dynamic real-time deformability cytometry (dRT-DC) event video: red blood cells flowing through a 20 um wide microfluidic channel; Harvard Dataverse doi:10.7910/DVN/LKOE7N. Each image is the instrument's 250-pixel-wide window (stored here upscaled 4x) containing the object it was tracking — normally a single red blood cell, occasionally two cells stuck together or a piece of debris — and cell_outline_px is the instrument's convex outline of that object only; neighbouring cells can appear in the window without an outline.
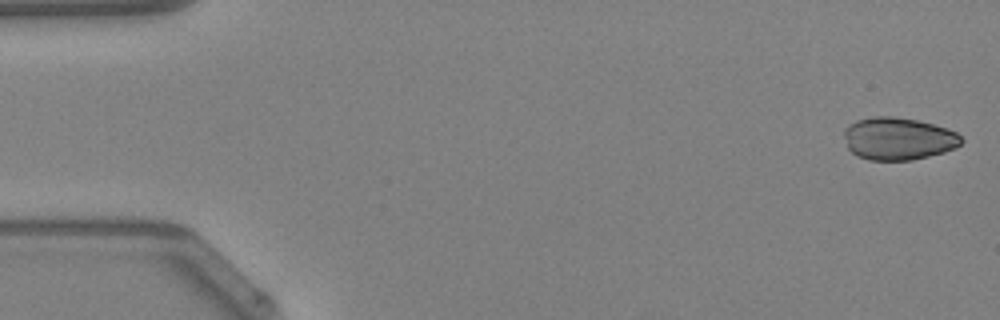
{"species": "Egyptian fruit bat (a non-hibernating species)", "species_latin": "Rousettus aegyptiacus", "temperature_condition": "warm", "stored_images_in_passage": 47, "camera_frame_rate_fps": 3000, "um_per_image_px": 0.085, "animal": {"sex": "female"}, "frame": {"image": 1, "passage_image": 1, "time_ms": 0.0, "image_size_px": [1000, 320], "cell_outline_px": [[964, 140], [956, 148], [944, 152], [912, 160], [868, 160], [856, 156], [848, 148], [844, 136], [844, 128], [848, 124], [856, 120], [872, 116], [892, 116], [916, 120], [948, 128], [956, 132]], "centroid_in_image_um": [76.33, 11.78], "position_along_channel_um": 8.7, "area_um2": 29.25}}
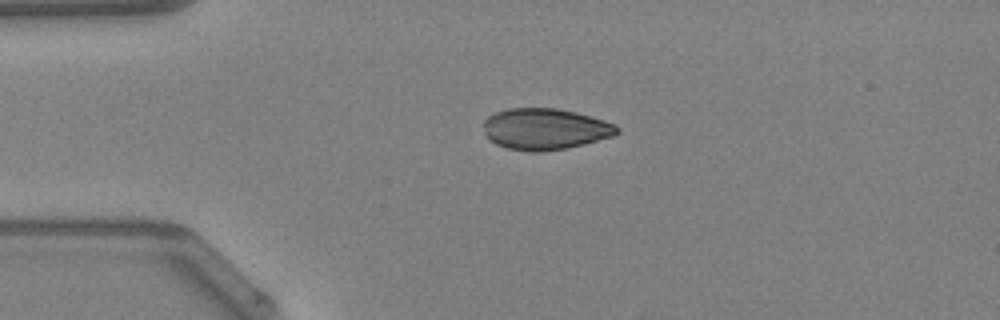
{"frame": {"image": 2, "passage_image": 11, "time_ms": 3.333, "image_size_px": [1000, 320], "cell_outline_px": [[620, 132], [612, 136], [564, 148], [540, 152], [536, 152], [508, 148], [496, 144], [488, 140], [484, 136], [484, 120], [488, 116], [496, 112], [508, 108], [556, 108], [576, 112], [604, 120], [616, 124], [620, 128]], "centroid_in_image_um": [46.3, 10.95], "position_along_channel_um": 38.7, "area_um2": 32.02}}
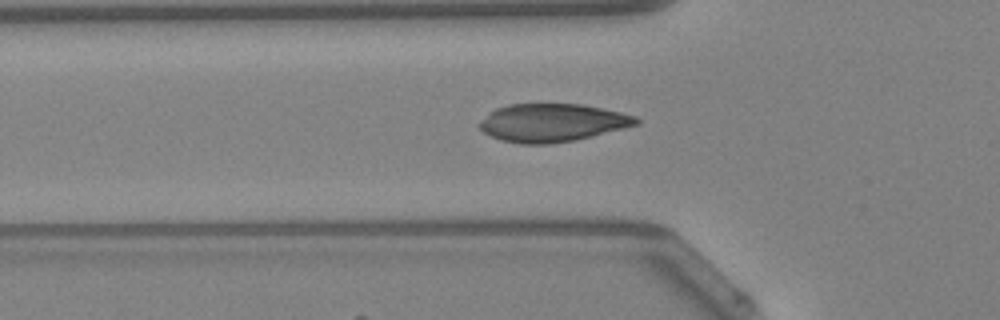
{"frame": {"image": 3, "passage_image": 16, "time_ms": 5.0, "image_size_px": [1000, 320], "cell_outline_px": [[640, 124], [576, 140], [548, 144], [520, 144], [500, 140], [484, 132], [476, 124], [480, 120], [496, 108], [508, 104], [580, 104], [620, 112], [636, 116], [640, 120]], "centroid_in_image_um": [46.92, 10.43], "position_along_channel_um": 78.9, "area_um2": 34.74}}